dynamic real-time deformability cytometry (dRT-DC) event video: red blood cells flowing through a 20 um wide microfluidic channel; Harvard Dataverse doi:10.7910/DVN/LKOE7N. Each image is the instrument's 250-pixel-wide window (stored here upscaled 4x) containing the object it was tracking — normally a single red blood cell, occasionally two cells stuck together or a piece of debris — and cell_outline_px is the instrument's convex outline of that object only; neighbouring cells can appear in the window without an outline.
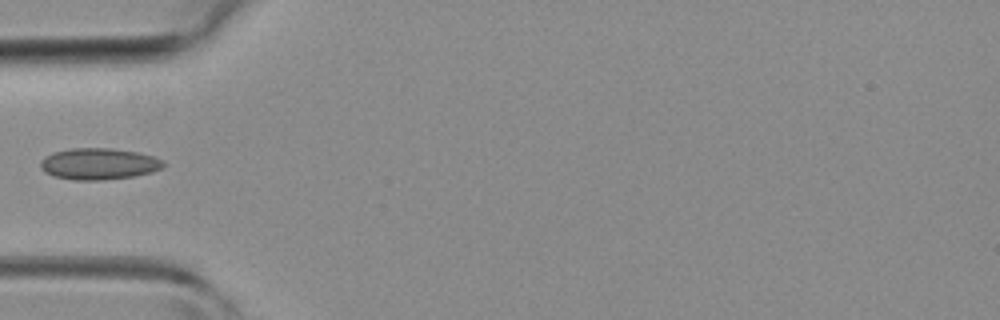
{"species": "common noctule bat (a hibernating species)", "species_latin": "Nyctalus noctula", "temperature_condition": "room temperature", "stored_images_in_passage": 6, "camera_frame_rate_fps": 3000, "um_per_image_px": 0.085, "animal": {"sex": "female", "body_mass_g": 19.3, "forearm_length_mm": 54.1}, "frame": {"image": 1, "passage_image": 1, "time_ms": 0.0, "image_size_px": [1000, 320], "cell_outline_px": [[164, 164], [160, 168], [152, 172], [132, 176], [100, 180], [76, 180], [52, 176], [44, 172], [40, 168], [40, 160], [44, 156], [52, 152], [72, 148], [112, 148], [136, 152], [152, 156], [164, 160]], "centroid_in_image_um": [8.34, 13.92], "position_along_channel_um": 76.7, "area_um2": 22.54}}
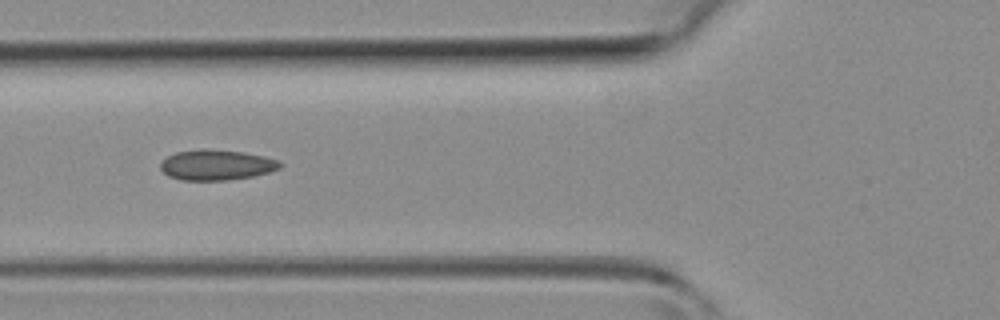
{"frame": {"image": 2, "passage_image": 3, "time_ms": 0.667, "image_size_px": [1000, 320], "cell_outline_px": [[284, 164], [280, 168], [268, 172], [252, 176], [228, 180], [180, 180], [168, 176], [160, 168], [160, 164], [168, 156], [176, 152], [204, 148], [244, 152], [264, 156], [280, 160]], "centroid_in_image_um": [18.42, 14.01], "position_along_channel_um": 107.4, "area_um2": 21.27}}
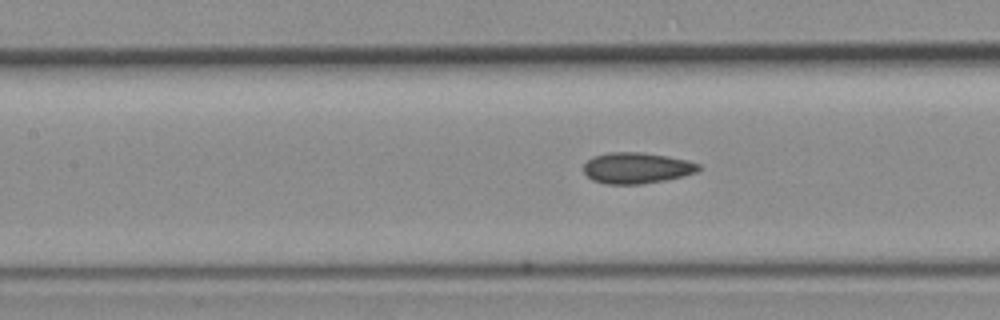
{"frame": {"image": 3, "passage_image": 6, "time_ms": 1.667, "image_size_px": [1000, 320], "cell_outline_px": [[700, 168], [696, 172], [684, 176], [664, 180], [640, 184], [604, 184], [592, 180], [584, 172], [584, 164], [592, 156], [608, 152], [640, 152], [668, 156], [688, 160], [700, 164]], "centroid_in_image_um": [54.11, 14.27], "position_along_channel_um": 153.3, "area_um2": 20.87}}